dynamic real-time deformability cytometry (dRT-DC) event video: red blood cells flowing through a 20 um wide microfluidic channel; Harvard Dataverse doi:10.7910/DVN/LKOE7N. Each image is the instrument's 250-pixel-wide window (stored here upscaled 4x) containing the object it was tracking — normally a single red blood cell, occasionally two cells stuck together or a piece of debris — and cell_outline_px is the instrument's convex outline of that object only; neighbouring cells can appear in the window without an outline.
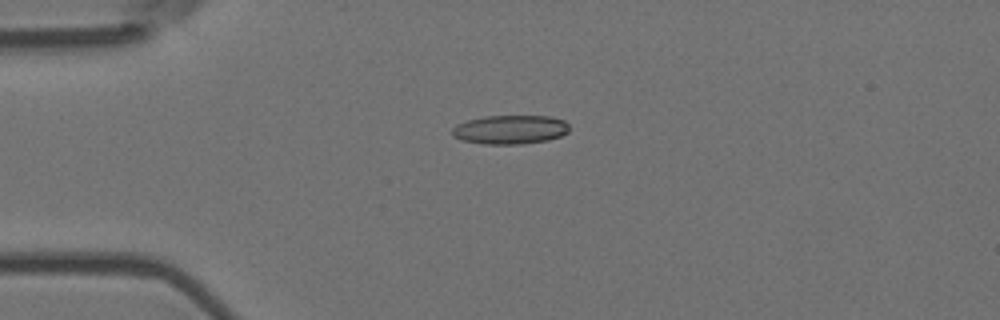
{"species": "Egyptian fruit bat (a non-hibernating species)", "species_latin": "Rousettus aegyptiacus", "temperature_condition": "room temperature", "stored_images_in_passage": 5, "camera_frame_rate_fps": 3000, "um_per_image_px": 0.085, "animal": {"sex": "female"}, "frame": {"image": 1, "passage_image": 4, "time_ms": 1.0, "image_size_px": [1000, 320], "cell_outline_px": [[568, 132], [560, 136], [548, 140], [524, 144], [484, 144], [460, 140], [452, 136], [452, 128], [456, 124], [468, 120], [484, 116], [548, 116], [564, 120], [568, 124]], "centroid_in_image_um": [43.34, 11.02], "position_along_channel_um": 41.7, "area_um2": 19.88}}